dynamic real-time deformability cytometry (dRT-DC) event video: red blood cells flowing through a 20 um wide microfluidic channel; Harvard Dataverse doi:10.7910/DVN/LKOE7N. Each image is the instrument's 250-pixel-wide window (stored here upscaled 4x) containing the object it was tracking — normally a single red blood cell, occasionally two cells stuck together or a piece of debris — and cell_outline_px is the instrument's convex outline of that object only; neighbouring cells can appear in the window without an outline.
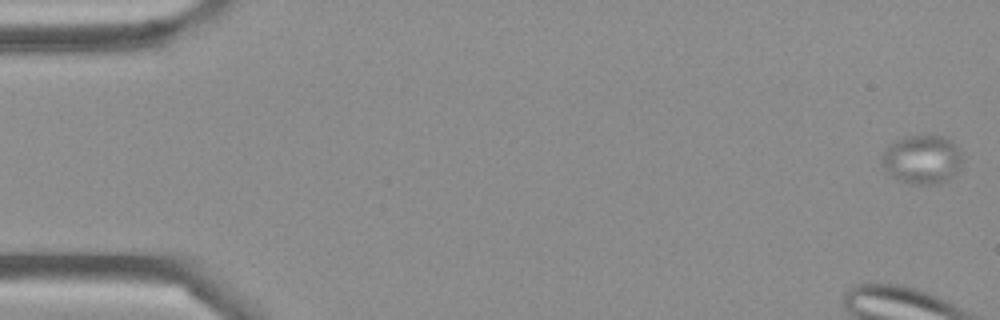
{"species": "Egyptian fruit bat (a non-hibernating species)", "species_latin": "Rousettus aegyptiacus", "temperature_condition": "cold", "stored_images_in_passage": 49, "camera_frame_rate_fps": 3000, "um_per_image_px": 0.085, "frame": {"image": 1, "passage_image": 1, "time_ms": 0.0, "image_size_px": [1000, 320], "cell_outline_px": [[960, 172], [948, 180], [936, 184], [908, 184], [892, 176], [880, 164], [880, 156], [896, 140], [908, 136], [940, 136], [952, 140], [960, 152]], "centroid_in_image_um": [78.38, 13.58], "position_along_channel_um": 6.6, "area_um2": 22.89}}
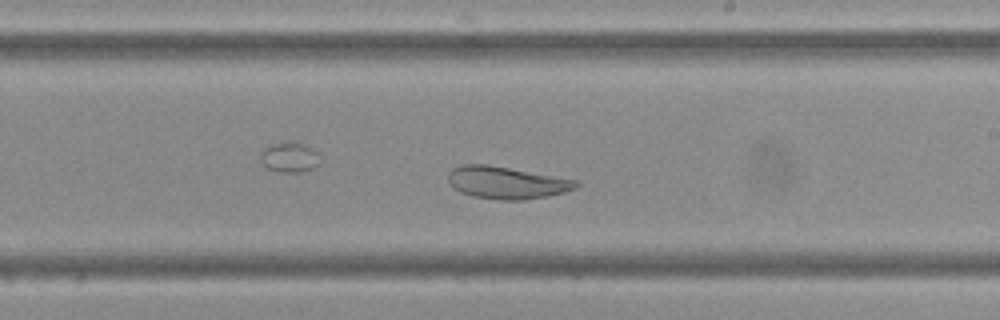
{"frame": {"image": 2, "passage_image": 29, "time_ms": 9.333, "image_size_px": [1000, 320], "cell_outline_px": [[580, 184], [576, 188], [564, 192], [548, 196], [524, 200], [500, 200], [472, 196], [460, 192], [452, 188], [448, 184], [448, 172], [452, 168], [464, 164], [488, 164], [576, 180]], "centroid_in_image_um": [43.01, 15.53], "position_along_channel_um": 246.0, "area_um2": 24.16}}
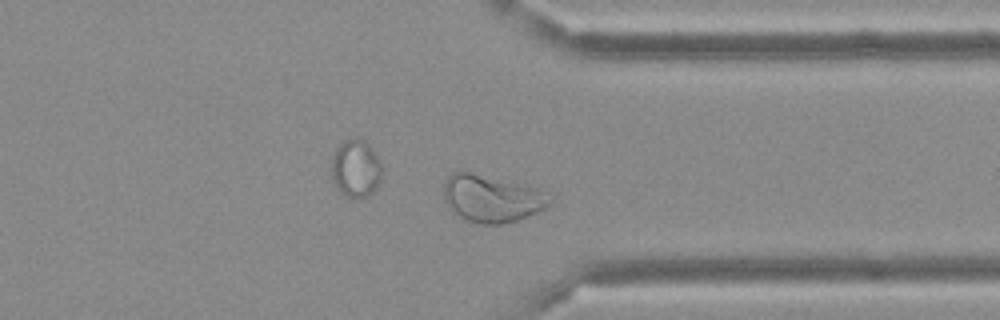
{"frame": {"image": 3, "passage_image": 38, "time_ms": 12.333, "image_size_px": [1000, 320], "cell_outline_px": [[556, 200], [548, 208], [516, 220], [500, 224], [480, 224], [464, 220], [452, 212], [444, 200], [444, 180], [452, 172], [464, 168], [528, 184], [540, 188], [556, 196]], "centroid_in_image_um": [41.86, 16.8], "position_along_channel_um": 369.5, "area_um2": 30.98}}